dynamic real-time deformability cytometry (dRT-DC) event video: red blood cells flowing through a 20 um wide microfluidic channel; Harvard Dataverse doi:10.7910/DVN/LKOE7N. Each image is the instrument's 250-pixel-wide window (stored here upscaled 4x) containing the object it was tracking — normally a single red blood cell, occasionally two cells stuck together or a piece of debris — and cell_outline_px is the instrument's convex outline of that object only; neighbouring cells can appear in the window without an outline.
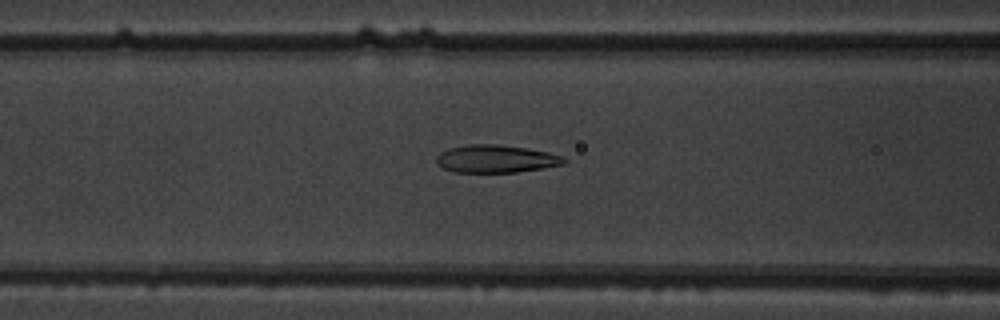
{"species": "common noctule bat (a hibernating species)", "species_latin": "Nyctalus noctula", "temperature_condition": "warm", "stored_images_in_passage": 53, "camera_frame_rate_fps": 3000, "um_per_image_px": 0.085, "animal": {"sex": "male", "body_mass_g": 19.5, "forearm_length_mm": 54.6}, "frame": {"image": 1, "passage_image": 22, "time_ms": 7.0, "image_size_px": [1000, 320], "cell_outline_px": [[568, 160], [564, 164], [544, 168], [516, 172], [452, 172], [436, 164], [436, 156], [440, 152], [448, 148], [468, 144], [496, 144], [524, 148], [548, 152], [564, 156]], "centroid_in_image_um": [42.15, 13.5], "position_along_channel_um": 124.5, "area_um2": 20.75}}
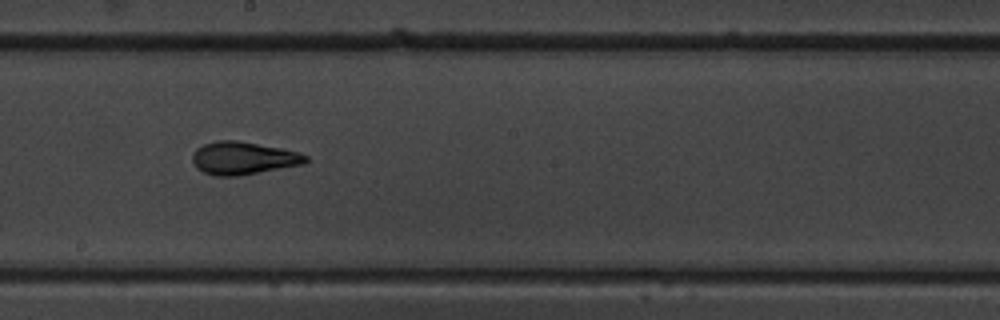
{"frame": {"image": 2, "passage_image": 30, "time_ms": 9.667, "image_size_px": [1000, 320], "cell_outline_px": [[308, 160], [304, 164], [236, 176], [216, 176], [204, 172], [196, 168], [192, 160], [192, 152], [196, 148], [204, 144], [216, 140], [236, 140], [280, 148], [300, 152], [308, 156]], "centroid_in_image_um": [20.65, 13.43], "position_along_channel_um": 227.5, "area_um2": 21.62}}
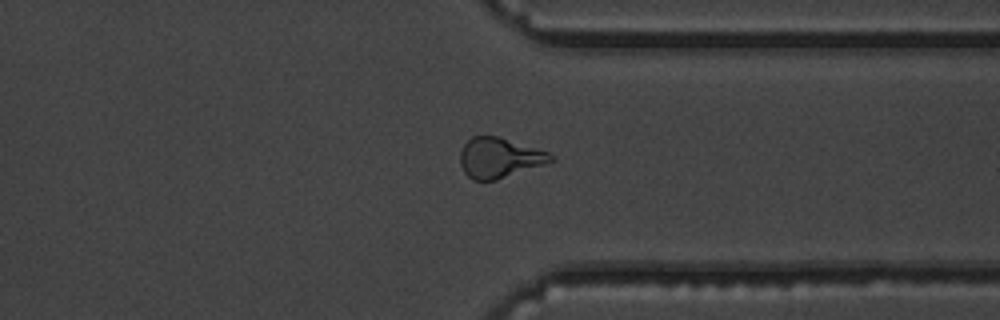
{"frame": {"image": 3, "passage_image": 41, "time_ms": 13.333, "image_size_px": [1000, 320], "cell_outline_px": [[556, 160], [496, 180], [472, 180], [464, 172], [460, 164], [460, 152], [464, 144], [472, 136], [496, 136], [548, 152], [556, 156]], "centroid_in_image_um": [42.43, 13.42], "position_along_channel_um": 369.0, "area_um2": 20.98}, "authors_computed_cell_mechanics": {"area_um2": 21.5594, "velocity_mm_per_s": 3.8761, "shape_relaxation_time_tau1_ms": 3.2389, "shape_relaxation_time_tau2_ms": 1.3653, "deformation_change_tau1": 0.1552, "deformation_change_tau2": 0.109}}